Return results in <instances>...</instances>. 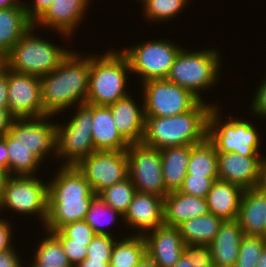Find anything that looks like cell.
<instances>
[{
  "label": "cell",
  "mask_w": 266,
  "mask_h": 267,
  "mask_svg": "<svg viewBox=\"0 0 266 267\" xmlns=\"http://www.w3.org/2000/svg\"><path fill=\"white\" fill-rule=\"evenodd\" d=\"M90 65V54L82 56L79 51H70L55 70L40 77L41 102L46 115L57 116L68 108L85 104Z\"/></svg>",
  "instance_id": "obj_1"
},
{
  "label": "cell",
  "mask_w": 266,
  "mask_h": 267,
  "mask_svg": "<svg viewBox=\"0 0 266 267\" xmlns=\"http://www.w3.org/2000/svg\"><path fill=\"white\" fill-rule=\"evenodd\" d=\"M48 184V216L45 231L85 220L93 198L97 195L76 166H61Z\"/></svg>",
  "instance_id": "obj_2"
},
{
  "label": "cell",
  "mask_w": 266,
  "mask_h": 267,
  "mask_svg": "<svg viewBox=\"0 0 266 267\" xmlns=\"http://www.w3.org/2000/svg\"><path fill=\"white\" fill-rule=\"evenodd\" d=\"M215 106L200 101L192 110L171 117H146L142 144L158 150L194 145L207 138L209 113Z\"/></svg>",
  "instance_id": "obj_3"
},
{
  "label": "cell",
  "mask_w": 266,
  "mask_h": 267,
  "mask_svg": "<svg viewBox=\"0 0 266 267\" xmlns=\"http://www.w3.org/2000/svg\"><path fill=\"white\" fill-rule=\"evenodd\" d=\"M91 55L89 87L86 104L109 106L125 98L128 73H131L127 57L119 50Z\"/></svg>",
  "instance_id": "obj_4"
},
{
  "label": "cell",
  "mask_w": 266,
  "mask_h": 267,
  "mask_svg": "<svg viewBox=\"0 0 266 267\" xmlns=\"http://www.w3.org/2000/svg\"><path fill=\"white\" fill-rule=\"evenodd\" d=\"M219 54L213 48L201 51L182 48L177 54L166 80L186 88L200 101H204L200 93L207 89L210 90L219 82L222 65Z\"/></svg>",
  "instance_id": "obj_5"
},
{
  "label": "cell",
  "mask_w": 266,
  "mask_h": 267,
  "mask_svg": "<svg viewBox=\"0 0 266 267\" xmlns=\"http://www.w3.org/2000/svg\"><path fill=\"white\" fill-rule=\"evenodd\" d=\"M33 25L4 57V65L17 73L41 77L55 70L71 51L33 34Z\"/></svg>",
  "instance_id": "obj_6"
},
{
  "label": "cell",
  "mask_w": 266,
  "mask_h": 267,
  "mask_svg": "<svg viewBox=\"0 0 266 267\" xmlns=\"http://www.w3.org/2000/svg\"><path fill=\"white\" fill-rule=\"evenodd\" d=\"M216 105L209 113L207 139L217 153L236 152L244 156H262L260 134L253 123L242 118H229L222 121L220 108ZM224 122V123H223Z\"/></svg>",
  "instance_id": "obj_7"
},
{
  "label": "cell",
  "mask_w": 266,
  "mask_h": 267,
  "mask_svg": "<svg viewBox=\"0 0 266 267\" xmlns=\"http://www.w3.org/2000/svg\"><path fill=\"white\" fill-rule=\"evenodd\" d=\"M77 112L68 119L66 125L56 123V157L62 166H76L93 152L92 104L76 106ZM65 159V160H64Z\"/></svg>",
  "instance_id": "obj_8"
},
{
  "label": "cell",
  "mask_w": 266,
  "mask_h": 267,
  "mask_svg": "<svg viewBox=\"0 0 266 267\" xmlns=\"http://www.w3.org/2000/svg\"><path fill=\"white\" fill-rule=\"evenodd\" d=\"M38 176H6L0 191V213L4 209L20 215H37L43 226L48 216V184Z\"/></svg>",
  "instance_id": "obj_9"
},
{
  "label": "cell",
  "mask_w": 266,
  "mask_h": 267,
  "mask_svg": "<svg viewBox=\"0 0 266 267\" xmlns=\"http://www.w3.org/2000/svg\"><path fill=\"white\" fill-rule=\"evenodd\" d=\"M182 47L168 39H159L122 48L127 57L131 73L140 77V81L166 79L174 60Z\"/></svg>",
  "instance_id": "obj_10"
},
{
  "label": "cell",
  "mask_w": 266,
  "mask_h": 267,
  "mask_svg": "<svg viewBox=\"0 0 266 267\" xmlns=\"http://www.w3.org/2000/svg\"><path fill=\"white\" fill-rule=\"evenodd\" d=\"M145 117H171L192 110L200 100L166 79L142 83Z\"/></svg>",
  "instance_id": "obj_11"
},
{
  "label": "cell",
  "mask_w": 266,
  "mask_h": 267,
  "mask_svg": "<svg viewBox=\"0 0 266 267\" xmlns=\"http://www.w3.org/2000/svg\"><path fill=\"white\" fill-rule=\"evenodd\" d=\"M128 156V177L137 192L165 197V189L160 150L142 143L130 144L126 150Z\"/></svg>",
  "instance_id": "obj_12"
},
{
  "label": "cell",
  "mask_w": 266,
  "mask_h": 267,
  "mask_svg": "<svg viewBox=\"0 0 266 267\" xmlns=\"http://www.w3.org/2000/svg\"><path fill=\"white\" fill-rule=\"evenodd\" d=\"M77 169L84 175L93 192L121 182L128 177V156L124 151H95L82 159Z\"/></svg>",
  "instance_id": "obj_13"
},
{
  "label": "cell",
  "mask_w": 266,
  "mask_h": 267,
  "mask_svg": "<svg viewBox=\"0 0 266 267\" xmlns=\"http://www.w3.org/2000/svg\"><path fill=\"white\" fill-rule=\"evenodd\" d=\"M8 111L15 119L46 116L41 102L40 77L8 69Z\"/></svg>",
  "instance_id": "obj_14"
},
{
  "label": "cell",
  "mask_w": 266,
  "mask_h": 267,
  "mask_svg": "<svg viewBox=\"0 0 266 267\" xmlns=\"http://www.w3.org/2000/svg\"><path fill=\"white\" fill-rule=\"evenodd\" d=\"M52 117L55 116L14 119L8 134L43 162L46 155L56 156V122H49Z\"/></svg>",
  "instance_id": "obj_15"
},
{
  "label": "cell",
  "mask_w": 266,
  "mask_h": 267,
  "mask_svg": "<svg viewBox=\"0 0 266 267\" xmlns=\"http://www.w3.org/2000/svg\"><path fill=\"white\" fill-rule=\"evenodd\" d=\"M265 162L264 156H244L236 152L217 153L218 178L244 190L258 188Z\"/></svg>",
  "instance_id": "obj_16"
},
{
  "label": "cell",
  "mask_w": 266,
  "mask_h": 267,
  "mask_svg": "<svg viewBox=\"0 0 266 267\" xmlns=\"http://www.w3.org/2000/svg\"><path fill=\"white\" fill-rule=\"evenodd\" d=\"M90 2L91 0H53L33 26L51 28L64 39L69 38L82 22Z\"/></svg>",
  "instance_id": "obj_17"
},
{
  "label": "cell",
  "mask_w": 266,
  "mask_h": 267,
  "mask_svg": "<svg viewBox=\"0 0 266 267\" xmlns=\"http://www.w3.org/2000/svg\"><path fill=\"white\" fill-rule=\"evenodd\" d=\"M146 243V255L157 267H173L186 245L183 242L178 227L161 225L143 235Z\"/></svg>",
  "instance_id": "obj_18"
},
{
  "label": "cell",
  "mask_w": 266,
  "mask_h": 267,
  "mask_svg": "<svg viewBox=\"0 0 266 267\" xmlns=\"http://www.w3.org/2000/svg\"><path fill=\"white\" fill-rule=\"evenodd\" d=\"M121 220H124L125 225L137 230L136 235H145L156 229L164 224L163 197L136 192Z\"/></svg>",
  "instance_id": "obj_19"
},
{
  "label": "cell",
  "mask_w": 266,
  "mask_h": 267,
  "mask_svg": "<svg viewBox=\"0 0 266 267\" xmlns=\"http://www.w3.org/2000/svg\"><path fill=\"white\" fill-rule=\"evenodd\" d=\"M128 95L109 105L111 115L120 135L129 143H141L144 137L145 110L143 99L141 106Z\"/></svg>",
  "instance_id": "obj_20"
},
{
  "label": "cell",
  "mask_w": 266,
  "mask_h": 267,
  "mask_svg": "<svg viewBox=\"0 0 266 267\" xmlns=\"http://www.w3.org/2000/svg\"><path fill=\"white\" fill-rule=\"evenodd\" d=\"M237 221L244 235L266 237V194L260 187L244 190Z\"/></svg>",
  "instance_id": "obj_21"
},
{
  "label": "cell",
  "mask_w": 266,
  "mask_h": 267,
  "mask_svg": "<svg viewBox=\"0 0 266 267\" xmlns=\"http://www.w3.org/2000/svg\"><path fill=\"white\" fill-rule=\"evenodd\" d=\"M210 213L206 198L195 197L177 191L169 192L163 198V223L179 226L185 220Z\"/></svg>",
  "instance_id": "obj_22"
},
{
  "label": "cell",
  "mask_w": 266,
  "mask_h": 267,
  "mask_svg": "<svg viewBox=\"0 0 266 267\" xmlns=\"http://www.w3.org/2000/svg\"><path fill=\"white\" fill-rule=\"evenodd\" d=\"M244 233L237 220L223 221L209 244L211 262L217 266L234 267Z\"/></svg>",
  "instance_id": "obj_23"
},
{
  "label": "cell",
  "mask_w": 266,
  "mask_h": 267,
  "mask_svg": "<svg viewBox=\"0 0 266 267\" xmlns=\"http://www.w3.org/2000/svg\"><path fill=\"white\" fill-rule=\"evenodd\" d=\"M92 138L95 151H124L129 143L120 135L109 106L92 104Z\"/></svg>",
  "instance_id": "obj_24"
},
{
  "label": "cell",
  "mask_w": 266,
  "mask_h": 267,
  "mask_svg": "<svg viewBox=\"0 0 266 267\" xmlns=\"http://www.w3.org/2000/svg\"><path fill=\"white\" fill-rule=\"evenodd\" d=\"M243 193L238 185L215 180L206 196L209 212L223 221L237 220Z\"/></svg>",
  "instance_id": "obj_25"
},
{
  "label": "cell",
  "mask_w": 266,
  "mask_h": 267,
  "mask_svg": "<svg viewBox=\"0 0 266 267\" xmlns=\"http://www.w3.org/2000/svg\"><path fill=\"white\" fill-rule=\"evenodd\" d=\"M21 2L14 7L0 8V55L3 58L33 25Z\"/></svg>",
  "instance_id": "obj_26"
},
{
  "label": "cell",
  "mask_w": 266,
  "mask_h": 267,
  "mask_svg": "<svg viewBox=\"0 0 266 267\" xmlns=\"http://www.w3.org/2000/svg\"><path fill=\"white\" fill-rule=\"evenodd\" d=\"M165 189L177 191L187 175L190 145L173 146L160 150Z\"/></svg>",
  "instance_id": "obj_27"
},
{
  "label": "cell",
  "mask_w": 266,
  "mask_h": 267,
  "mask_svg": "<svg viewBox=\"0 0 266 267\" xmlns=\"http://www.w3.org/2000/svg\"><path fill=\"white\" fill-rule=\"evenodd\" d=\"M222 223L223 220L221 218L208 213L200 217L197 216L185 220L177 227L185 245H209L219 231Z\"/></svg>",
  "instance_id": "obj_28"
},
{
  "label": "cell",
  "mask_w": 266,
  "mask_h": 267,
  "mask_svg": "<svg viewBox=\"0 0 266 267\" xmlns=\"http://www.w3.org/2000/svg\"><path fill=\"white\" fill-rule=\"evenodd\" d=\"M8 176H35L42 162L29 148L6 134Z\"/></svg>",
  "instance_id": "obj_29"
},
{
  "label": "cell",
  "mask_w": 266,
  "mask_h": 267,
  "mask_svg": "<svg viewBox=\"0 0 266 267\" xmlns=\"http://www.w3.org/2000/svg\"><path fill=\"white\" fill-rule=\"evenodd\" d=\"M187 174L218 178L217 151L207 138L200 143L190 145Z\"/></svg>",
  "instance_id": "obj_30"
},
{
  "label": "cell",
  "mask_w": 266,
  "mask_h": 267,
  "mask_svg": "<svg viewBox=\"0 0 266 267\" xmlns=\"http://www.w3.org/2000/svg\"><path fill=\"white\" fill-rule=\"evenodd\" d=\"M146 255V243L143 235H130L116 240L110 265L114 267H136Z\"/></svg>",
  "instance_id": "obj_31"
},
{
  "label": "cell",
  "mask_w": 266,
  "mask_h": 267,
  "mask_svg": "<svg viewBox=\"0 0 266 267\" xmlns=\"http://www.w3.org/2000/svg\"><path fill=\"white\" fill-rule=\"evenodd\" d=\"M119 217L123 218V215L119 211L108 206L99 195H96L88 209L85 221L97 235L114 236L107 228L110 225L114 228L115 222H118L116 218L120 220Z\"/></svg>",
  "instance_id": "obj_32"
},
{
  "label": "cell",
  "mask_w": 266,
  "mask_h": 267,
  "mask_svg": "<svg viewBox=\"0 0 266 267\" xmlns=\"http://www.w3.org/2000/svg\"><path fill=\"white\" fill-rule=\"evenodd\" d=\"M45 233L46 237L37 244L33 260L47 267H72L60 240L52 232L45 231Z\"/></svg>",
  "instance_id": "obj_33"
},
{
  "label": "cell",
  "mask_w": 266,
  "mask_h": 267,
  "mask_svg": "<svg viewBox=\"0 0 266 267\" xmlns=\"http://www.w3.org/2000/svg\"><path fill=\"white\" fill-rule=\"evenodd\" d=\"M136 192L131 179L127 177L123 181L103 189L97 195L108 206L124 215Z\"/></svg>",
  "instance_id": "obj_34"
},
{
  "label": "cell",
  "mask_w": 266,
  "mask_h": 267,
  "mask_svg": "<svg viewBox=\"0 0 266 267\" xmlns=\"http://www.w3.org/2000/svg\"><path fill=\"white\" fill-rule=\"evenodd\" d=\"M189 0H147L143 5V15L149 22H165L178 16L186 8Z\"/></svg>",
  "instance_id": "obj_35"
},
{
  "label": "cell",
  "mask_w": 266,
  "mask_h": 267,
  "mask_svg": "<svg viewBox=\"0 0 266 267\" xmlns=\"http://www.w3.org/2000/svg\"><path fill=\"white\" fill-rule=\"evenodd\" d=\"M266 247V237L244 235L234 267H256Z\"/></svg>",
  "instance_id": "obj_36"
},
{
  "label": "cell",
  "mask_w": 266,
  "mask_h": 267,
  "mask_svg": "<svg viewBox=\"0 0 266 267\" xmlns=\"http://www.w3.org/2000/svg\"><path fill=\"white\" fill-rule=\"evenodd\" d=\"M52 233L58 239H72L79 243H91L97 235L85 220L68 223Z\"/></svg>",
  "instance_id": "obj_37"
},
{
  "label": "cell",
  "mask_w": 266,
  "mask_h": 267,
  "mask_svg": "<svg viewBox=\"0 0 266 267\" xmlns=\"http://www.w3.org/2000/svg\"><path fill=\"white\" fill-rule=\"evenodd\" d=\"M217 179L219 178H207L205 176L187 174L178 191L195 197L206 198L207 193L211 190L212 184Z\"/></svg>",
  "instance_id": "obj_38"
},
{
  "label": "cell",
  "mask_w": 266,
  "mask_h": 267,
  "mask_svg": "<svg viewBox=\"0 0 266 267\" xmlns=\"http://www.w3.org/2000/svg\"><path fill=\"white\" fill-rule=\"evenodd\" d=\"M115 236L96 235L87 246V258L90 260H111L112 251L116 242Z\"/></svg>",
  "instance_id": "obj_39"
},
{
  "label": "cell",
  "mask_w": 266,
  "mask_h": 267,
  "mask_svg": "<svg viewBox=\"0 0 266 267\" xmlns=\"http://www.w3.org/2000/svg\"><path fill=\"white\" fill-rule=\"evenodd\" d=\"M59 240L72 267H75L87 257V246L90 243L73 242L72 239Z\"/></svg>",
  "instance_id": "obj_40"
},
{
  "label": "cell",
  "mask_w": 266,
  "mask_h": 267,
  "mask_svg": "<svg viewBox=\"0 0 266 267\" xmlns=\"http://www.w3.org/2000/svg\"><path fill=\"white\" fill-rule=\"evenodd\" d=\"M191 260L194 267L214 266L211 262L209 245L188 244L184 252Z\"/></svg>",
  "instance_id": "obj_41"
},
{
  "label": "cell",
  "mask_w": 266,
  "mask_h": 267,
  "mask_svg": "<svg viewBox=\"0 0 266 267\" xmlns=\"http://www.w3.org/2000/svg\"><path fill=\"white\" fill-rule=\"evenodd\" d=\"M260 86L256 88L255 96H253V101L251 102L250 110L252 111L253 116L261 119L266 118V77L259 84ZM257 115V116H256Z\"/></svg>",
  "instance_id": "obj_42"
},
{
  "label": "cell",
  "mask_w": 266,
  "mask_h": 267,
  "mask_svg": "<svg viewBox=\"0 0 266 267\" xmlns=\"http://www.w3.org/2000/svg\"><path fill=\"white\" fill-rule=\"evenodd\" d=\"M53 0H33L32 4L26 5L24 8L28 19L34 23L49 7Z\"/></svg>",
  "instance_id": "obj_43"
},
{
  "label": "cell",
  "mask_w": 266,
  "mask_h": 267,
  "mask_svg": "<svg viewBox=\"0 0 266 267\" xmlns=\"http://www.w3.org/2000/svg\"><path fill=\"white\" fill-rule=\"evenodd\" d=\"M9 220L6 221L4 218H0V253L5 252L11 249L14 245H12V233L13 228H11Z\"/></svg>",
  "instance_id": "obj_44"
},
{
  "label": "cell",
  "mask_w": 266,
  "mask_h": 267,
  "mask_svg": "<svg viewBox=\"0 0 266 267\" xmlns=\"http://www.w3.org/2000/svg\"><path fill=\"white\" fill-rule=\"evenodd\" d=\"M0 109H8V68L0 69Z\"/></svg>",
  "instance_id": "obj_45"
},
{
  "label": "cell",
  "mask_w": 266,
  "mask_h": 267,
  "mask_svg": "<svg viewBox=\"0 0 266 267\" xmlns=\"http://www.w3.org/2000/svg\"><path fill=\"white\" fill-rule=\"evenodd\" d=\"M20 260L21 258L14 247L0 253V267H24Z\"/></svg>",
  "instance_id": "obj_46"
},
{
  "label": "cell",
  "mask_w": 266,
  "mask_h": 267,
  "mask_svg": "<svg viewBox=\"0 0 266 267\" xmlns=\"http://www.w3.org/2000/svg\"><path fill=\"white\" fill-rule=\"evenodd\" d=\"M14 119L8 109H0V136L8 133Z\"/></svg>",
  "instance_id": "obj_47"
},
{
  "label": "cell",
  "mask_w": 266,
  "mask_h": 267,
  "mask_svg": "<svg viewBox=\"0 0 266 267\" xmlns=\"http://www.w3.org/2000/svg\"><path fill=\"white\" fill-rule=\"evenodd\" d=\"M0 169L8 176V152L6 134L0 136Z\"/></svg>",
  "instance_id": "obj_48"
},
{
  "label": "cell",
  "mask_w": 266,
  "mask_h": 267,
  "mask_svg": "<svg viewBox=\"0 0 266 267\" xmlns=\"http://www.w3.org/2000/svg\"><path fill=\"white\" fill-rule=\"evenodd\" d=\"M111 260H90L87 257L75 267H108Z\"/></svg>",
  "instance_id": "obj_49"
},
{
  "label": "cell",
  "mask_w": 266,
  "mask_h": 267,
  "mask_svg": "<svg viewBox=\"0 0 266 267\" xmlns=\"http://www.w3.org/2000/svg\"><path fill=\"white\" fill-rule=\"evenodd\" d=\"M173 267H194V266L192 264V260L185 253H183Z\"/></svg>",
  "instance_id": "obj_50"
},
{
  "label": "cell",
  "mask_w": 266,
  "mask_h": 267,
  "mask_svg": "<svg viewBox=\"0 0 266 267\" xmlns=\"http://www.w3.org/2000/svg\"><path fill=\"white\" fill-rule=\"evenodd\" d=\"M136 267H157V265L151 258L145 255Z\"/></svg>",
  "instance_id": "obj_51"
},
{
  "label": "cell",
  "mask_w": 266,
  "mask_h": 267,
  "mask_svg": "<svg viewBox=\"0 0 266 267\" xmlns=\"http://www.w3.org/2000/svg\"><path fill=\"white\" fill-rule=\"evenodd\" d=\"M21 0H0V8H9L16 6Z\"/></svg>",
  "instance_id": "obj_52"
},
{
  "label": "cell",
  "mask_w": 266,
  "mask_h": 267,
  "mask_svg": "<svg viewBox=\"0 0 266 267\" xmlns=\"http://www.w3.org/2000/svg\"><path fill=\"white\" fill-rule=\"evenodd\" d=\"M264 193L266 194V162L263 165V169H262V176H261V182H260V186H259Z\"/></svg>",
  "instance_id": "obj_53"
},
{
  "label": "cell",
  "mask_w": 266,
  "mask_h": 267,
  "mask_svg": "<svg viewBox=\"0 0 266 267\" xmlns=\"http://www.w3.org/2000/svg\"><path fill=\"white\" fill-rule=\"evenodd\" d=\"M256 267H266V247L264 248Z\"/></svg>",
  "instance_id": "obj_54"
},
{
  "label": "cell",
  "mask_w": 266,
  "mask_h": 267,
  "mask_svg": "<svg viewBox=\"0 0 266 267\" xmlns=\"http://www.w3.org/2000/svg\"><path fill=\"white\" fill-rule=\"evenodd\" d=\"M6 176L7 175L0 169V191Z\"/></svg>",
  "instance_id": "obj_55"
},
{
  "label": "cell",
  "mask_w": 266,
  "mask_h": 267,
  "mask_svg": "<svg viewBox=\"0 0 266 267\" xmlns=\"http://www.w3.org/2000/svg\"><path fill=\"white\" fill-rule=\"evenodd\" d=\"M29 267H47V266L42 265V264H37V263L33 260V263H32Z\"/></svg>",
  "instance_id": "obj_56"
},
{
  "label": "cell",
  "mask_w": 266,
  "mask_h": 267,
  "mask_svg": "<svg viewBox=\"0 0 266 267\" xmlns=\"http://www.w3.org/2000/svg\"><path fill=\"white\" fill-rule=\"evenodd\" d=\"M4 65V58L0 55V69L3 67Z\"/></svg>",
  "instance_id": "obj_57"
},
{
  "label": "cell",
  "mask_w": 266,
  "mask_h": 267,
  "mask_svg": "<svg viewBox=\"0 0 266 267\" xmlns=\"http://www.w3.org/2000/svg\"><path fill=\"white\" fill-rule=\"evenodd\" d=\"M147 0H139V2H142V4H144Z\"/></svg>",
  "instance_id": "obj_58"
},
{
  "label": "cell",
  "mask_w": 266,
  "mask_h": 267,
  "mask_svg": "<svg viewBox=\"0 0 266 267\" xmlns=\"http://www.w3.org/2000/svg\"><path fill=\"white\" fill-rule=\"evenodd\" d=\"M213 267H226V266H217V265H214Z\"/></svg>",
  "instance_id": "obj_59"
},
{
  "label": "cell",
  "mask_w": 266,
  "mask_h": 267,
  "mask_svg": "<svg viewBox=\"0 0 266 267\" xmlns=\"http://www.w3.org/2000/svg\"><path fill=\"white\" fill-rule=\"evenodd\" d=\"M197 267H213V266H197Z\"/></svg>",
  "instance_id": "obj_60"
}]
</instances>
